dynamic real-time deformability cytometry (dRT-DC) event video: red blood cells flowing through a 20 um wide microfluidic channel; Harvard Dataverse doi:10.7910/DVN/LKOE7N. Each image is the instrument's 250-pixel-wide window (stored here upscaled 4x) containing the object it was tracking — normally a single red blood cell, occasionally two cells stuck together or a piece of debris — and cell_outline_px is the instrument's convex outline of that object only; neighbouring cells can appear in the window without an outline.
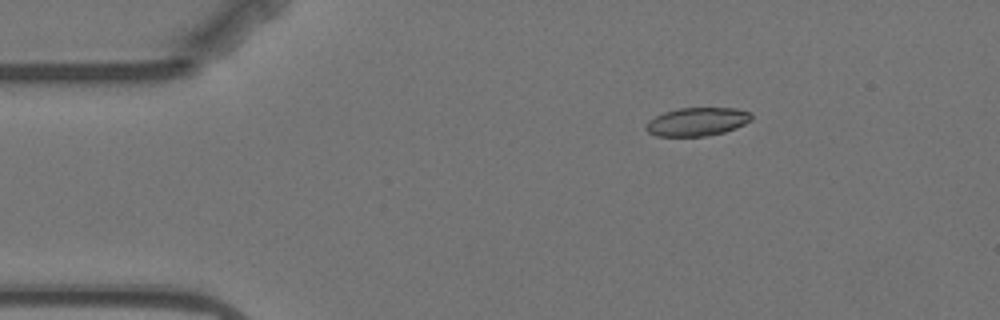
{"species": "Egyptian fruit bat (a non-hibernating species)", "species_latin": "Rousettus aegyptiacus", "temperature_condition": "warm", "stored_images_in_passage": 4, "camera_frame_rate_fps": 3000, "um_per_image_px": 0.085, "animal": {"sex": "female"}, "frame": {"image": 1, "passage_image": 3, "time_ms": 2.667, "image_size_px": [1000, 320], "cell_outline_px": [[752, 120], [736, 128], [724, 132], [704, 136], [656, 136], [648, 132], [644, 128], [648, 120], [664, 112], [680, 108], [736, 108], [752, 112]], "centroid_in_image_um": [59.26, 10.34], "position_along_channel_um": 25.7, "area_um2": 17.51}}